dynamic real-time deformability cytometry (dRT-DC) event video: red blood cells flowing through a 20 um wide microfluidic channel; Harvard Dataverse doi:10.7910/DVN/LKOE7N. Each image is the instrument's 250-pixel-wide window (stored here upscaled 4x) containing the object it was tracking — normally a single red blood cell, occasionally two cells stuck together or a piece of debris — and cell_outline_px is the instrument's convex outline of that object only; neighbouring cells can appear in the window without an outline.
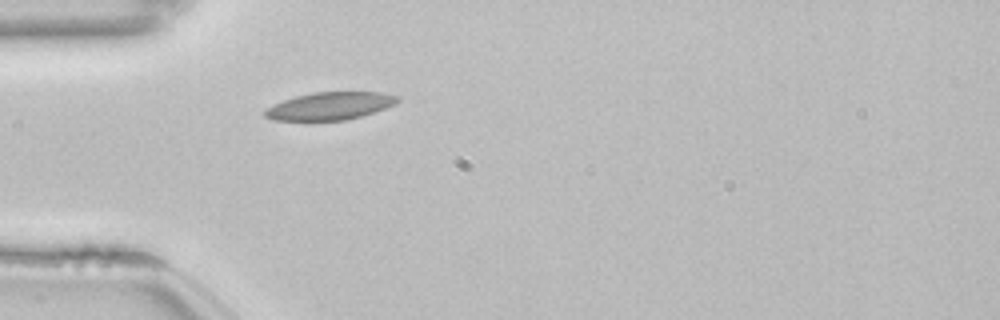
{"species": "common noctule bat (a hibernating species)", "species_latin": "Nyctalus noctula", "temperature_condition": "room temperature", "stored_images_in_passage": 39, "camera_frame_rate_fps": 3000, "um_per_image_px": 0.085, "animal": {"sex": "female", "body_mass_g": 22.7, "forearm_length_mm": 54.2}, "frame": {"image": 1, "passage_image": 1, "time_ms": 0.0, "image_size_px": [1000, 320], "cell_outline_px": [[400, 100], [396, 104], [360, 116], [344, 120], [272, 120], [264, 116], [264, 108], [284, 100], [296, 96], [312, 92], [380, 92], [400, 96]], "centroid_in_image_um": [28.03, 9.0], "position_along_channel_um": 57.0, "area_um2": 21.27}}
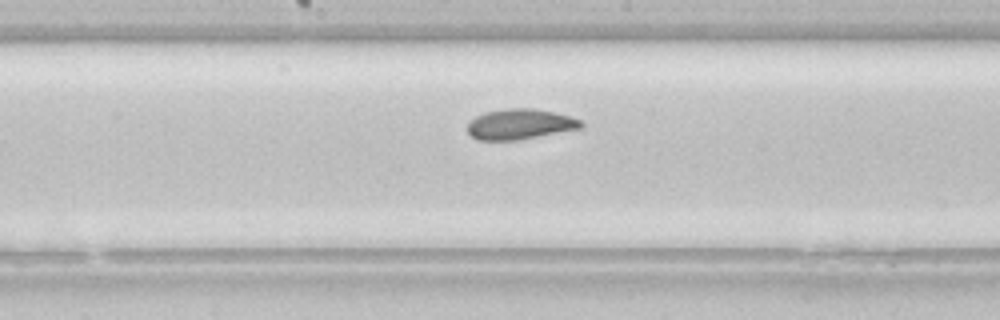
{"frame": {"image": 2, "passage_image": 13, "time_ms": 4.0, "image_size_px": [1000, 320], "cell_outline_px": [[584, 128], [516, 140], [476, 140], [468, 132], [468, 124], [476, 116], [484, 112], [512, 108], [532, 108], [572, 116], [580, 120], [584, 124]], "centroid_in_image_um": [44.23, 10.56], "position_along_channel_um": 204.0, "area_um2": 20.06}}
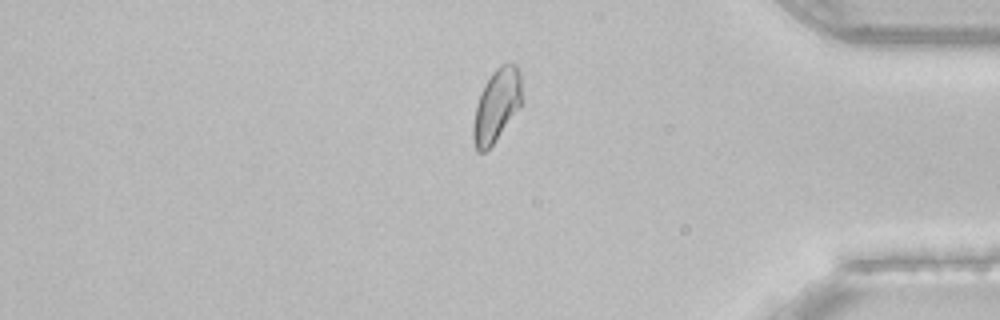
{"frame": {"image": 3, "passage_image": 30, "time_ms": 9.667, "image_size_px": [1000, 320], "cell_outline_px": [[520, 108], [496, 140], [484, 152], [476, 152], [472, 140], [472, 124], [476, 104], [480, 92], [484, 84], [492, 72], [500, 64], [516, 64], [520, 72]], "centroid_in_image_um": [42.16, 8.99], "position_along_channel_um": 393.0, "area_um2": 20.69}, "authors_computed_cell_mechanics": {"area_um2": 20.5768, "velocity_mm_per_s": 3.8058, "shape_relaxation_time_tau1_ms": 5.1454, "shape_relaxation_time_tau2_ms": 1.8412, "deformation_change_tau1": 0.1094, "deformation_change_tau2": 0.0646}}